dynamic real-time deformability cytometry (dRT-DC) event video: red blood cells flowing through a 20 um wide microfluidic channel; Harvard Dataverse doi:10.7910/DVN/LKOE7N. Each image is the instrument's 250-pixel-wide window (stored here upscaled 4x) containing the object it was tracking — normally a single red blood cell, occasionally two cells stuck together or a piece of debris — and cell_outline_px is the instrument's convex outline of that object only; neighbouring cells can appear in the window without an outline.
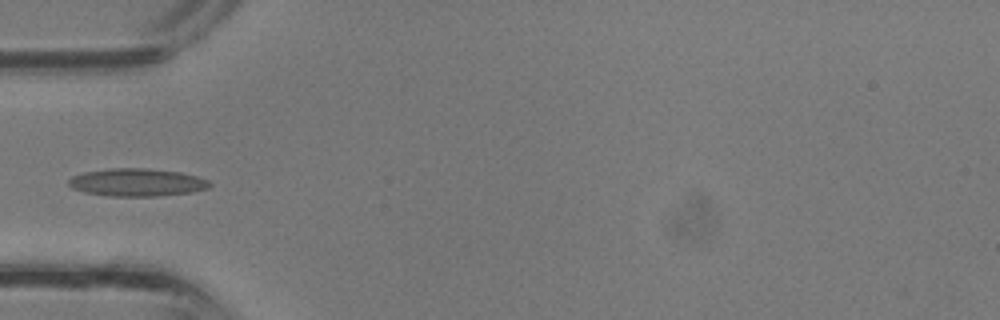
{"species": "common noctule bat (a hibernating species)", "species_latin": "Nyctalus noctula", "temperature_condition": "room temperature", "stored_images_in_passage": 32, "camera_frame_rate_fps": 3000, "um_per_image_px": 0.085, "animal": {"sex": "male", "body_mass_g": 13.3}, "frame": {"image": 1, "passage_image": 8, "time_ms": 2.333, "image_size_px": [1000, 320], "cell_outline_px": [[212, 184], [208, 188], [192, 192], [156, 196], [108, 196], [84, 192], [72, 188], [68, 184], [68, 180], [72, 176], [84, 172], [112, 168], [148, 168], [180, 172], [196, 176], [208, 180]], "centroid_in_image_um": [11.63, 15.5], "position_along_channel_um": 73.4, "area_um2": 22.83}}
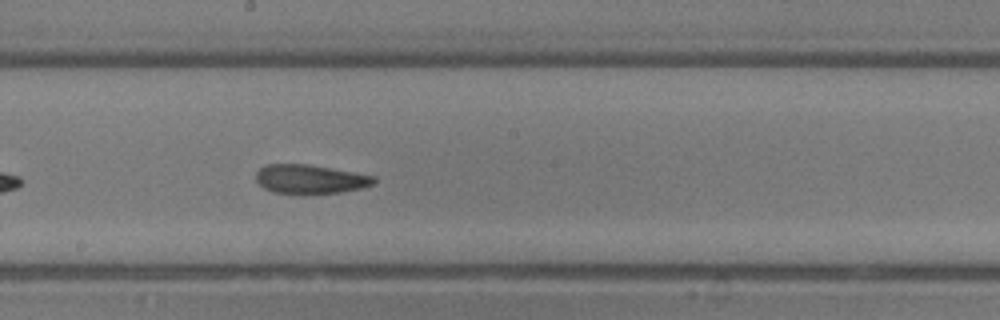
{"frame": {"image": 2, "passage_image": 16, "time_ms": 5.0, "image_size_px": [1000, 320], "cell_outline_px": [[376, 180], [372, 184], [364, 188], [340, 192], [272, 192], [264, 188], [256, 180], [256, 172], [260, 168], [268, 164], [304, 164], [376, 176]], "centroid_in_image_um": [26.36, 15.21], "position_along_channel_um": 221.8, "area_um2": 19.31}}
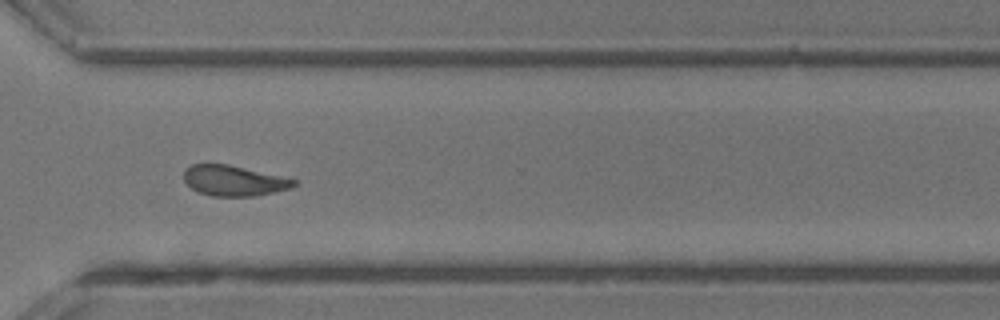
{"frame": {"image": 3, "passage_image": 23, "time_ms": 7.333, "image_size_px": [1000, 320], "cell_outline_px": [[296, 184], [288, 188], [256, 196], [212, 196], [196, 192], [184, 180], [184, 168], [192, 164], [228, 164], [296, 180]], "centroid_in_image_um": [19.8, 15.36], "position_along_channel_um": 350.8, "area_um2": 19.25}}